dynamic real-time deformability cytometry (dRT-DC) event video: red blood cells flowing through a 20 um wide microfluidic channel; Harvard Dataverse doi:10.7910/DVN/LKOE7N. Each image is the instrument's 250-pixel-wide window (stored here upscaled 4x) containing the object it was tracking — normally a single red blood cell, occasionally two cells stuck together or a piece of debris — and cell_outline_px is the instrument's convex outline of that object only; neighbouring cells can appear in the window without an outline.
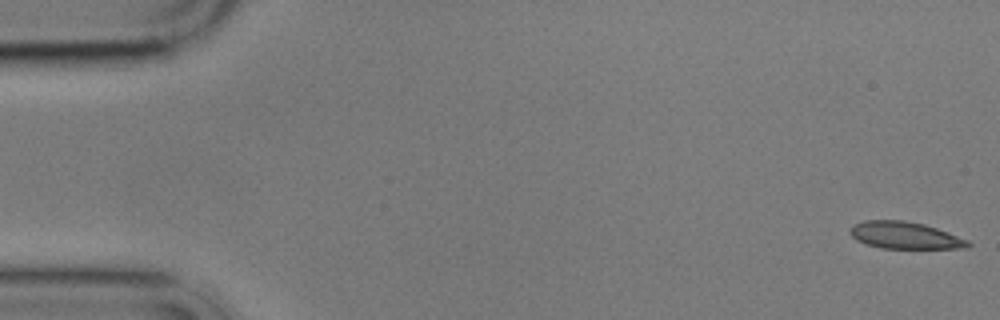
{"species": "common noctule bat (a hibernating species)", "species_latin": "Nyctalus noctula", "temperature_condition": "cold", "stored_images_in_passage": 6, "segment_of_instrument_passage": [1, 2], "camera_frame_rate_fps": 3000, "um_per_image_px": 0.085, "animal": {"sex": "male", "body_mass_g": 17.9}, "frame": {"image": 1, "passage_image": 1, "time_ms": 0.0, "image_size_px": [1000, 320], "cell_outline_px": [[972, 244], [968, 248], [880, 248], [856, 240], [848, 232], [848, 228], [852, 224], [864, 220], [904, 220], [924, 224], [948, 232], [968, 240]], "centroid_in_image_um": [76.88, 19.99], "position_along_channel_um": 8.1, "area_um2": 18.67}}
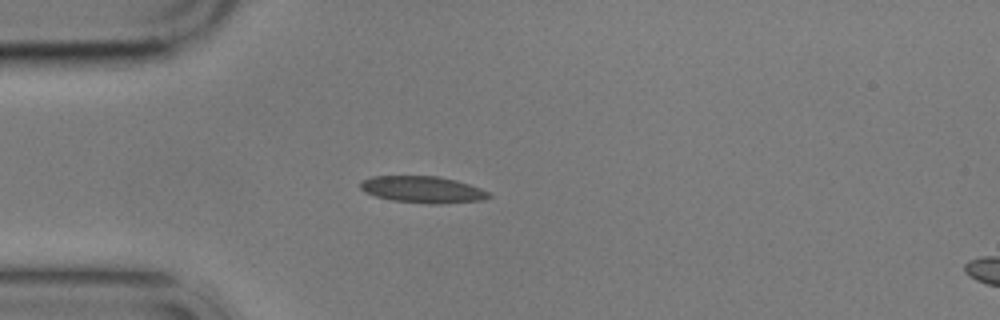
{"frame": {"image": 2, "passage_image": 5, "time_ms": 4.667, "image_size_px": [1000, 320], "cell_outline_px": [[492, 196], [484, 200], [440, 204], [432, 204], [392, 200], [376, 196], [364, 192], [360, 188], [360, 180], [372, 176], [436, 176], [456, 180], [480, 188], [488, 192]], "centroid_in_image_um": [35.91, 16.11], "position_along_channel_um": 49.1, "area_um2": 20.0}}